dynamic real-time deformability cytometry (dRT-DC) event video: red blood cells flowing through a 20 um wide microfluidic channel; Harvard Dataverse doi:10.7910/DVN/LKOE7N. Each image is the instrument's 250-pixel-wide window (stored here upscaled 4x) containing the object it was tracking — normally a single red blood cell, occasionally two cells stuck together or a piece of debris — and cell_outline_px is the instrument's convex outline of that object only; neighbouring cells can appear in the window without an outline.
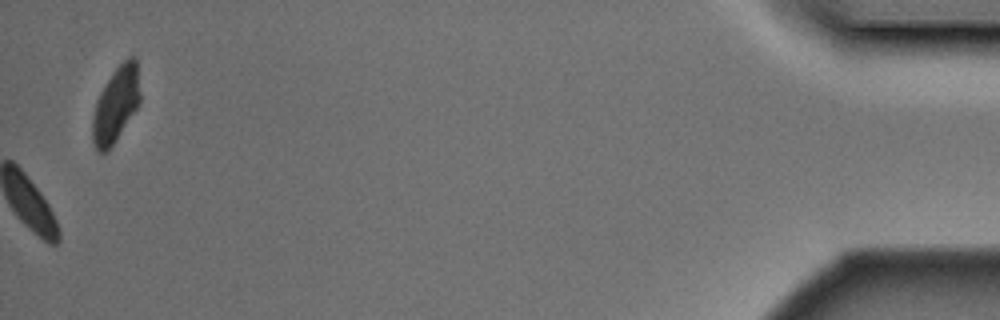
{"species": "Egyptian fruit bat (a non-hibernating species)", "species_latin": "Rousettus aegyptiacus", "temperature_condition": "cold", "stored_images_in_passage": 45, "camera_frame_rate_fps": 3000, "um_per_image_px": 0.085, "animal": {"sex": "male"}, "frame": {"image": 1, "passage_image": 45, "time_ms": 14.667, "image_size_px": [1000, 320], "cell_outline_px": [[140, 104], [108, 152], [100, 152], [96, 148], [92, 140], [92, 116], [96, 100], [104, 84], [112, 72], [128, 56], [136, 56], [140, 92]], "centroid_in_image_um": [9.85, 8.88], "position_along_channel_um": 425.4, "area_um2": 21.15}}